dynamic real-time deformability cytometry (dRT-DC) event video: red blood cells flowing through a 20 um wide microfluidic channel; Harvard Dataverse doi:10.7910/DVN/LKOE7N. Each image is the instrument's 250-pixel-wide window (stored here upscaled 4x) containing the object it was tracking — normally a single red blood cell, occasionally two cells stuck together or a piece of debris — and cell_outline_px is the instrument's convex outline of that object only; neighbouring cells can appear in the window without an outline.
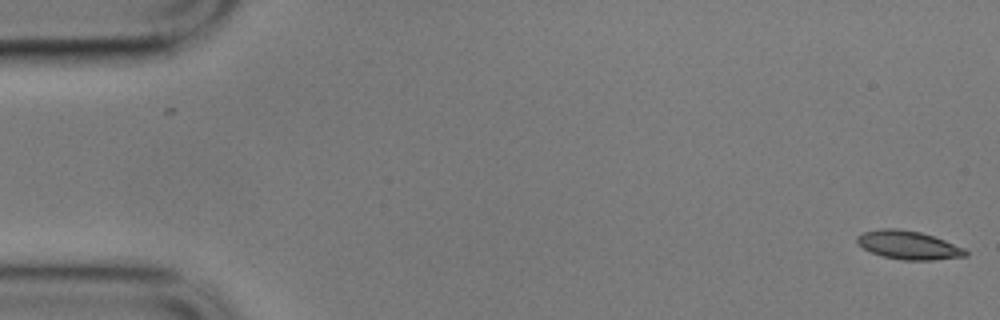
{"species": "common noctule bat (a hibernating species)", "species_latin": "Nyctalus noctula", "temperature_condition": "cold", "stored_images_in_passage": 16, "camera_frame_rate_fps": 3000, "um_per_image_px": 0.085, "animal": {"sex": "male", "body_mass_g": 17.9}, "frame": {"image": 1, "passage_image": 1, "time_ms": 0.0, "image_size_px": [1000, 320], "cell_outline_px": [[968, 256], [932, 260], [904, 260], [884, 256], [872, 252], [856, 244], [856, 236], [864, 232], [880, 228], [896, 228], [920, 232], [944, 240], [964, 248], [968, 252]], "centroid_in_image_um": [77.2, 20.83], "position_along_channel_um": 7.8, "area_um2": 17.92}}